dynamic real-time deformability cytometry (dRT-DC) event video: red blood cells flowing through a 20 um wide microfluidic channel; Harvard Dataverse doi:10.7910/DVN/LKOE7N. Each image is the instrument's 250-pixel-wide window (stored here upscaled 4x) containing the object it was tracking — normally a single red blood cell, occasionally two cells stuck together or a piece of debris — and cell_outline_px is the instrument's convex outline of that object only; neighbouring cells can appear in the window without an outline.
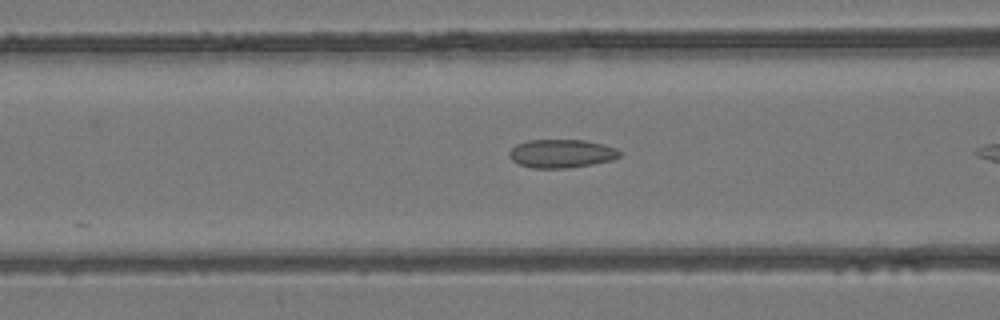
{"species": "common noctule bat (a hibernating species)", "species_latin": "Nyctalus noctula", "temperature_condition": "room temperature", "stored_images_in_passage": 15, "camera_frame_rate_fps": 3000, "um_per_image_px": 0.085, "animal": {"sex": "female", "body_mass_g": 24.6, "forearm_length_mm": 56.2}, "frame": {"image": 1, "passage_image": 10, "time_ms": 3.0, "image_size_px": [1000, 320], "cell_outline_px": [[624, 152], [620, 156], [612, 160], [592, 164], [568, 168], [532, 168], [520, 164], [512, 160], [508, 156], [508, 152], [516, 144], [528, 140], [584, 140], [604, 144], [616, 148]], "centroid_in_image_um": [47.74, 13.05], "position_along_channel_um": 118.9, "area_um2": 18.44}}
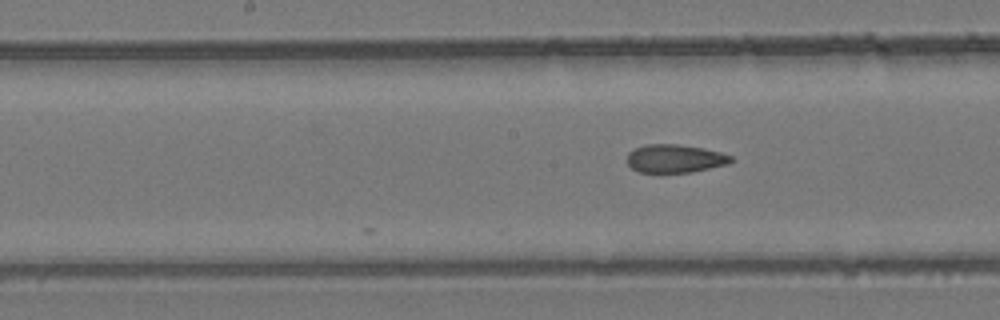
{"frame": {"image": 2, "passage_image": 15, "time_ms": 4.667, "image_size_px": [1000, 320], "cell_outline_px": [[732, 160], [728, 164], [692, 172], [640, 172], [632, 168], [628, 164], [628, 152], [644, 144], [676, 144], [704, 148], [720, 152], [732, 156]], "centroid_in_image_um": [57.37, 13.47], "position_along_channel_um": 190.8, "area_um2": 16.99}}